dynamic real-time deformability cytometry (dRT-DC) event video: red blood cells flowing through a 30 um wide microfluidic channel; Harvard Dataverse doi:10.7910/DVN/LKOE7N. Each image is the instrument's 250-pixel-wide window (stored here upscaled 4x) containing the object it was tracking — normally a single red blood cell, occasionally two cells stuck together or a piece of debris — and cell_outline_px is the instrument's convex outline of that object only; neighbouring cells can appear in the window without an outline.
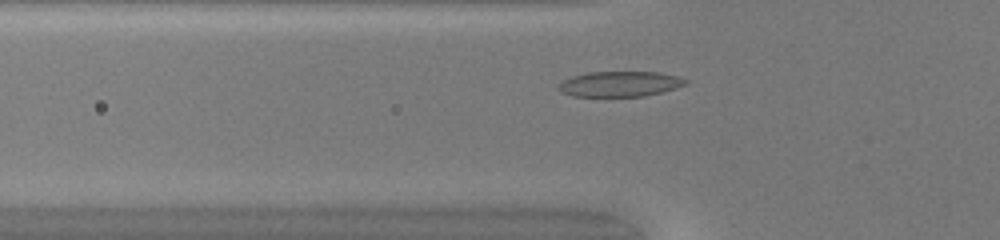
{"species": "common noctule bat (a hibernating species)", "species_latin": "Nyctalus noctula", "temperature_condition": "warm", "stored_images_in_passage": 41, "camera_frame_rate_fps": 3000, "um_per_image_px": 0.085, "animal": {"sex": "female", "body_mass_g": 20.0, "forearm_length_mm": 54.0}, "frame": {"image": 1, "passage_image": 9, "time_ms": 2.667, "image_size_px": [1000, 240], "cell_outline_px": [[688, 84], [676, 88], [644, 96], [572, 96], [560, 92], [556, 88], [556, 84], [572, 76], [588, 72], [660, 72], [676, 76], [688, 80]], "centroid_in_image_um": [52.65, 7.13], "position_along_channel_um": 73.2, "area_um2": 18.84}}
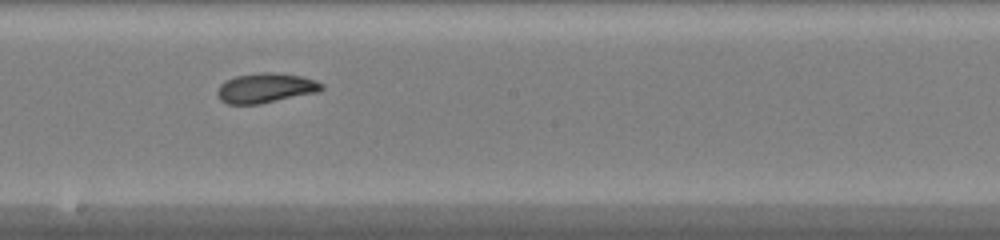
{"frame": {"image": 2, "passage_image": 20, "time_ms": 6.333, "image_size_px": [1000, 240], "cell_outline_px": [[324, 88], [316, 92], [260, 104], [228, 104], [220, 100], [216, 92], [220, 84], [236, 76], [260, 72], [272, 72], [300, 76], [316, 80], [324, 84]], "centroid_in_image_um": [22.57, 7.48], "position_along_channel_um": 225.6, "area_um2": 17.98}}
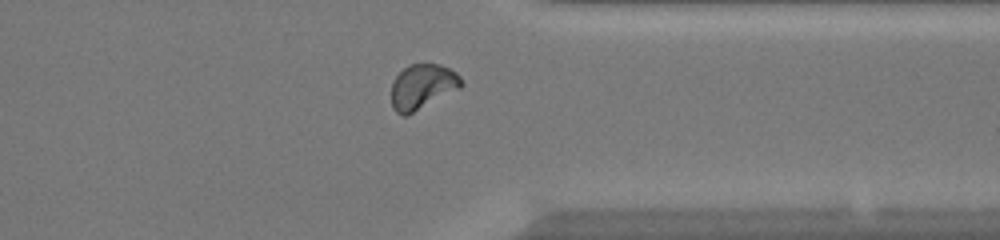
{"frame": {"image": 3, "passage_image": 31, "time_ms": 10.0, "image_size_px": [1000, 240], "cell_outline_px": [[464, 84], [460, 88], [408, 116], [404, 116], [396, 112], [392, 108], [392, 80], [408, 64], [440, 64], [456, 72], [460, 76]], "centroid_in_image_um": [35.9, 7.38], "position_along_channel_um": 375.5, "area_um2": 18.5}, "authors_computed_cell_mechanics": {"area_um2": 18.1492, "velocity_mm_per_s": 4.1581, "shape_relaxation_time_tau1_ms": 5.6036, "shape_relaxation_time_tau2_ms": 2.1933, "deformation_change_tau1": 0.1428, "deformation_change_tau2": 0.0539}}